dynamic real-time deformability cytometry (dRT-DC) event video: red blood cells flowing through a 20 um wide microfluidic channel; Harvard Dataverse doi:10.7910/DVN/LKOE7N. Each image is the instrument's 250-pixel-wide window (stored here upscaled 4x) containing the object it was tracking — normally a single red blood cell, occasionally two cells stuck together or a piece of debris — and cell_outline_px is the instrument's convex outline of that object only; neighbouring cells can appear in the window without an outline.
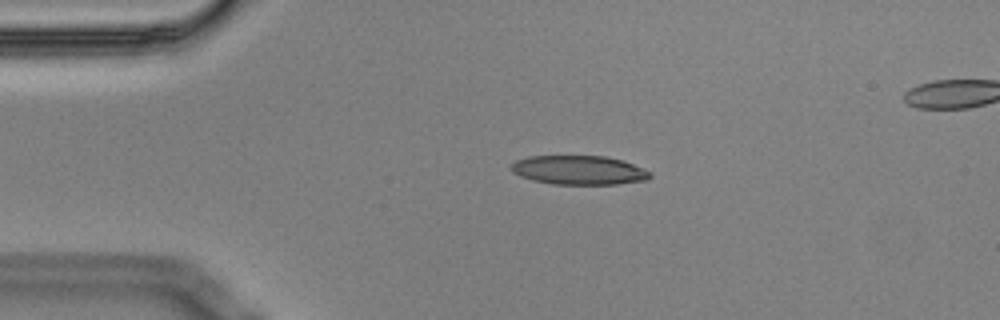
{"species": "Egyptian fruit bat (a non-hibernating species)", "species_latin": "Rousettus aegyptiacus", "temperature_condition": "cold", "stored_images_in_passage": 4, "segment_of_instrument_passage": [1, 2], "camera_frame_rate_fps": 3000, "um_per_image_px": 0.085, "animal": {"sex": "male"}, "frame": {"image": 1, "passage_image": 2, "time_ms": 0.333, "image_size_px": [1000, 320], "cell_outline_px": [[652, 176], [648, 180], [616, 184], [552, 184], [532, 180], [520, 176], [512, 172], [512, 164], [516, 160], [528, 156], [604, 156], [620, 160], [644, 168]], "centroid_in_image_um": [49.2, 14.46], "position_along_channel_um": 35.8, "area_um2": 23.41}}